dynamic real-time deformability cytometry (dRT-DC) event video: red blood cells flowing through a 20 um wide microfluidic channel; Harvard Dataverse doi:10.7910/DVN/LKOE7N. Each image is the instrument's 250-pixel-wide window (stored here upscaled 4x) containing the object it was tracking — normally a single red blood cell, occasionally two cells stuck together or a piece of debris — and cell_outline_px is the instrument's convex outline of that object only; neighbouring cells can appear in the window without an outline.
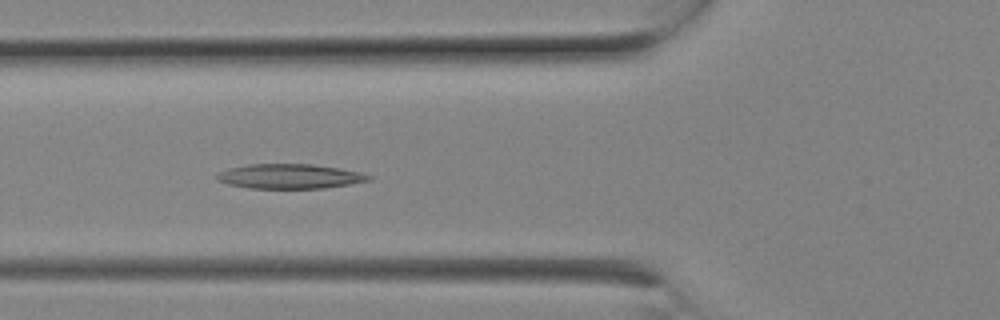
{"species": "Egyptian fruit bat (a non-hibernating species)", "species_latin": "Rousettus aegyptiacus", "temperature_condition": "room temperature", "stored_images_in_passage": 7, "camera_frame_rate_fps": 3000, "um_per_image_px": 0.085, "animal": {"sex": "female"}, "frame": {"image": 1, "passage_image": 6, "time_ms": 1.667, "image_size_px": [1000, 320], "cell_outline_px": [[372, 180], [324, 188], [248, 188], [228, 184], [216, 180], [216, 172], [228, 168], [248, 164], [312, 164], [340, 168], [360, 172], [372, 176]], "centroid_in_image_um": [24.59, 14.98], "position_along_channel_um": 101.2, "area_um2": 21.91}}
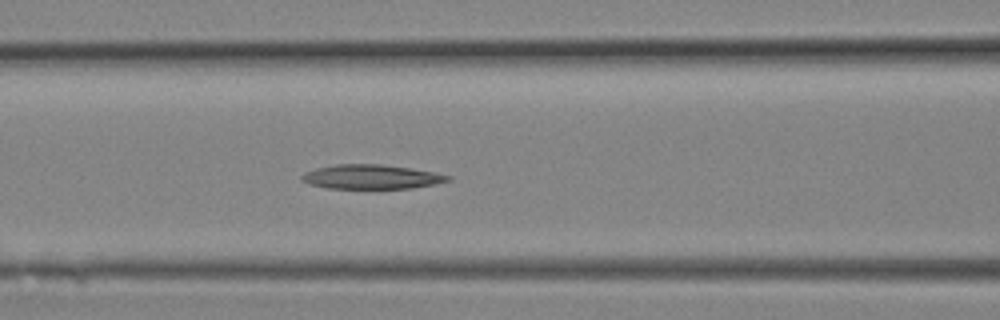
{"frame": {"image": 2, "passage_image": 7, "time_ms": 2.0, "image_size_px": [1000, 320], "cell_outline_px": [[452, 180], [436, 184], [412, 188], [328, 188], [308, 184], [300, 180], [300, 176], [304, 172], [316, 168], [336, 164], [380, 164], [412, 168], [452, 176]], "centroid_in_image_um": [31.55, 15.03], "position_along_channel_um": 135.0, "area_um2": 20.81}}